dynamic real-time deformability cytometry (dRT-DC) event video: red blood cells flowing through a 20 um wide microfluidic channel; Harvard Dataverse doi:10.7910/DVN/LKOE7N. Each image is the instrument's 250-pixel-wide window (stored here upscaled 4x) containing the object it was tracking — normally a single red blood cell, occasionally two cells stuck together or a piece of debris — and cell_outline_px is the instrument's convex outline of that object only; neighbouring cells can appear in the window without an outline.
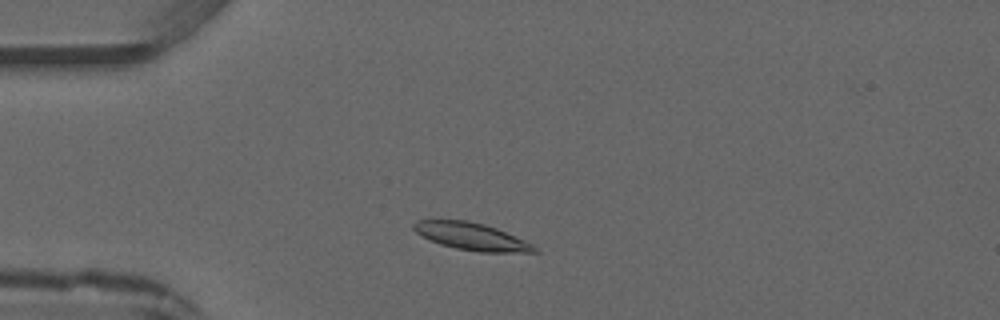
{"species": "common noctule bat (a hibernating species)", "species_latin": "Nyctalus noctula", "temperature_condition": "warm", "stored_images_in_passage": 3, "camera_frame_rate_fps": 3000, "um_per_image_px": 0.085, "animal": {"sex": "male", "forearm_length_mm": 52.5}, "frame": {"image": 1, "passage_image": 2, "time_ms": 1.0, "image_size_px": [1000, 320], "cell_outline_px": [[540, 252], [480, 252], [456, 248], [440, 244], [416, 232], [412, 228], [412, 224], [416, 220], [468, 220], [484, 224], [496, 228], [524, 240], [532, 244]], "centroid_in_image_um": [40.07, 20.09], "position_along_channel_um": 44.9, "area_um2": 18.96}}